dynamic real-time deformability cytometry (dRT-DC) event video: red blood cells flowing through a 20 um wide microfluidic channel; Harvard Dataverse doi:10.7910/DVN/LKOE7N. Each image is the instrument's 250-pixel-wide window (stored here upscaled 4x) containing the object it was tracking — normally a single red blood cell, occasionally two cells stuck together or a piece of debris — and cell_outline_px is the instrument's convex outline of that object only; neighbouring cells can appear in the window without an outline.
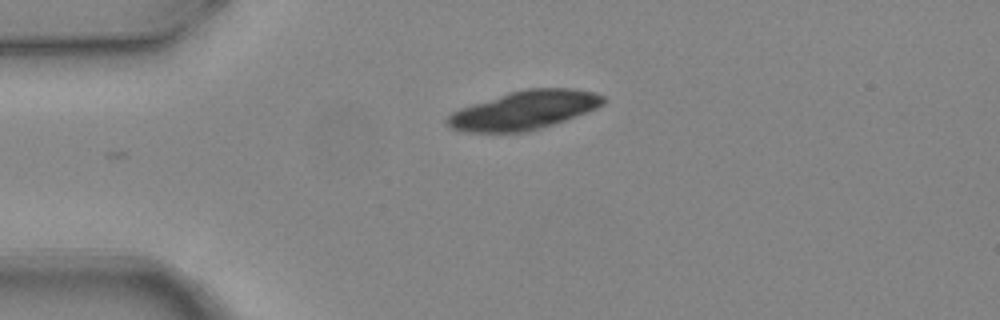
{"species": "common noctule bat (a hibernating species)", "species_latin": "Nyctalus noctula", "temperature_condition": "warm", "stored_images_in_passage": 1, "camera_frame_rate_fps": 3000, "um_per_image_px": 0.085, "animal": {"sex": "female", "body_mass_g": 24.6, "forearm_length_mm": 56.2}, "frame": {"image": 1, "passage_image": 1, "time_ms": 0.0, "image_size_px": [1000, 320], "cell_outline_px": [[604, 104], [596, 108], [576, 116], [528, 132], [464, 132], [452, 128], [444, 120], [452, 112], [460, 108], [508, 92], [528, 88], [572, 88], [592, 92], [604, 96]], "centroid_in_image_um": [44.53, 9.36], "position_along_channel_um": 40.5, "area_um2": 34.91}}